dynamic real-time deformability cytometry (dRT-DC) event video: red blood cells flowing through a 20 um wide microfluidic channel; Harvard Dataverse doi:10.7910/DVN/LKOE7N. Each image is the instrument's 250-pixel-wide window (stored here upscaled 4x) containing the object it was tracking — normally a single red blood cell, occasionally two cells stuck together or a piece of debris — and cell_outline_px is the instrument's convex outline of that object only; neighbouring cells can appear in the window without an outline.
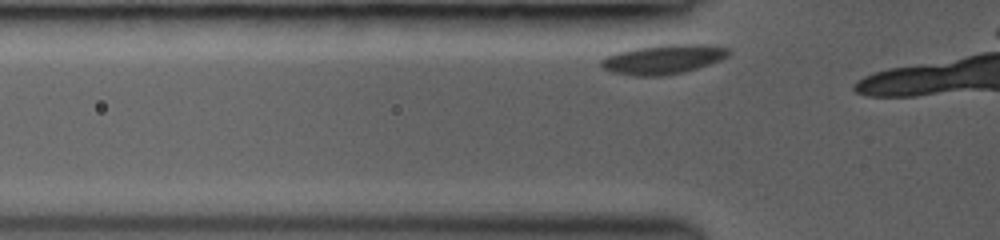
{"species": "common noctule bat (a hibernating species)", "species_latin": "Nyctalus noctula", "temperature_condition": "room temperature", "stored_images_in_passage": 4, "camera_frame_rate_fps": 3000, "um_per_image_px": 0.085, "animal": {"sex": "female", "body_mass_g": 19.0, "forearm_length_mm": 53.3}, "frame": {"image": 1, "passage_image": 2, "time_ms": 0.333, "image_size_px": [1000, 240], "cell_outline_px": [[732, 52], [728, 56], [720, 60], [684, 72], [664, 76], [636, 76], [612, 72], [604, 68], [600, 64], [600, 60], [616, 52], [656, 44], [704, 44], [728, 48]], "centroid_in_image_um": [56.38, 5.03], "position_along_channel_um": 69.4, "area_um2": 21.91}}